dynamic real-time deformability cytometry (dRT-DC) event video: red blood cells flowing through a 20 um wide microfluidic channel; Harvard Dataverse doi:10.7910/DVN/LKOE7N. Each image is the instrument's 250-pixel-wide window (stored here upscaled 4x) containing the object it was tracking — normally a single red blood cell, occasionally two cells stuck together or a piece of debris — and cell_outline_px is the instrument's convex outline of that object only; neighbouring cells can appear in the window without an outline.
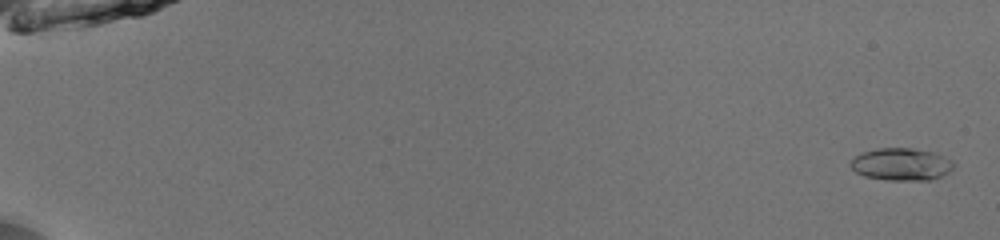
{"species": "common noctule bat (a hibernating species)", "species_latin": "Nyctalus noctula", "temperature_condition": "room temperature", "stored_images_in_passage": 53, "camera_frame_rate_fps": 3000, "um_per_image_px": 0.085, "animal": {"sex": "male", "body_mass_g": 13.0, "forearm_length_mm": 53.1}, "frame": {"image": 1, "passage_image": 2, "time_ms": 0.333, "image_size_px": [1000, 240], "cell_outline_px": [[956, 164], [948, 172], [940, 176], [928, 180], [888, 180], [864, 176], [856, 172], [848, 164], [860, 152], [876, 148], [912, 148], [932, 152], [952, 160]], "centroid_in_image_um": [76.58, 13.96], "position_along_channel_um": 8.4, "area_um2": 19.42}}
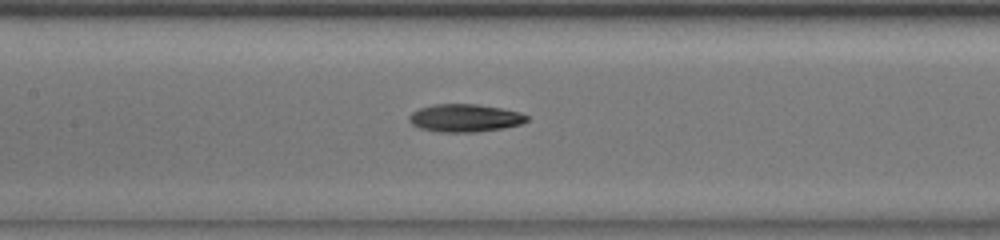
{"frame": {"image": 2, "passage_image": 28, "time_ms": 9.0, "image_size_px": [1000, 240], "cell_outline_px": [[528, 120], [520, 124], [504, 128], [472, 132], [440, 132], [420, 128], [412, 124], [408, 120], [408, 116], [412, 112], [420, 108], [432, 104], [476, 104], [500, 108], [520, 112], [528, 116]], "centroid_in_image_um": [39.49, 10.03], "position_along_channel_um": 167.9, "area_um2": 19.02}}
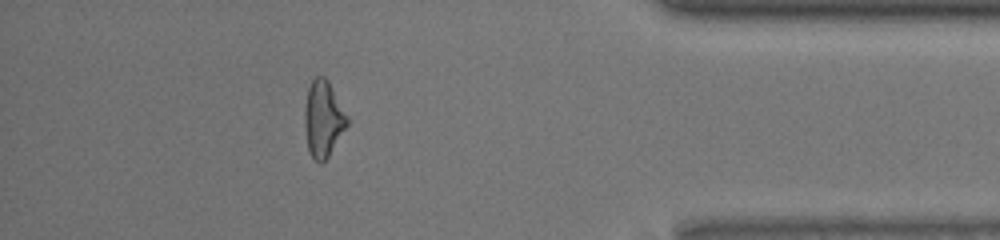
{"frame": {"image": 3, "passage_image": 48, "time_ms": 15.667, "image_size_px": [1000, 240], "cell_outline_px": [[348, 124], [328, 156], [320, 164], [308, 152], [304, 128], [304, 108], [308, 88], [312, 80], [316, 76], [324, 76], [328, 80], [348, 116]], "centroid_in_image_um": [27.45, 10.09], "position_along_channel_um": 407.7, "area_um2": 18.9}, "authors_computed_cell_mechanics": {"area_um2": 18.5538, "velocity_mm_per_s": 4.0155, "shape_relaxation_time_tau1_ms": 7.2786, "shape_relaxation_time_tau2_ms": 2.6768, "deformation_change_tau1": 0.2034, "deformation_change_tau2": 0.1159}}